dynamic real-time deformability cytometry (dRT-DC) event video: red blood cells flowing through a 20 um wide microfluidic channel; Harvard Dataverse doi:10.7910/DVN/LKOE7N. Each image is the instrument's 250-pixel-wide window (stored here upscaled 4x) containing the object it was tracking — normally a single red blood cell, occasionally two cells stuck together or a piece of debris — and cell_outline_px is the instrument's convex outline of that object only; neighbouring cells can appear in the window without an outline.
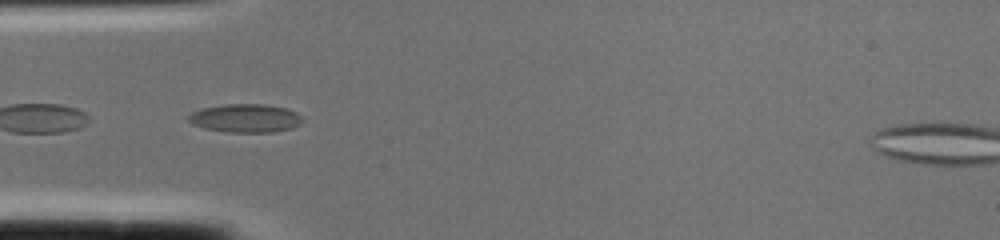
{"species": "common noctule bat (a hibernating species)", "species_latin": "Nyctalus noctula", "temperature_condition": "cold", "stored_images_in_passage": 1, "camera_frame_rate_fps": 3000, "um_per_image_px": 0.085, "animal": {"sex": "female", "body_mass_g": 22.0, "forearm_length_mm": 56.7}, "frame": {"image": 1, "passage_image": 1, "time_ms": 0.0, "image_size_px": [1000, 240], "cell_outline_px": [[304, 120], [300, 124], [292, 128], [272, 132], [228, 132], [204, 128], [192, 124], [184, 116], [200, 108], [224, 104], [268, 104], [284, 108], [296, 112], [304, 116]], "centroid_in_image_um": [20.85, 10.04], "position_along_channel_um": 64.2, "area_um2": 19.19}}